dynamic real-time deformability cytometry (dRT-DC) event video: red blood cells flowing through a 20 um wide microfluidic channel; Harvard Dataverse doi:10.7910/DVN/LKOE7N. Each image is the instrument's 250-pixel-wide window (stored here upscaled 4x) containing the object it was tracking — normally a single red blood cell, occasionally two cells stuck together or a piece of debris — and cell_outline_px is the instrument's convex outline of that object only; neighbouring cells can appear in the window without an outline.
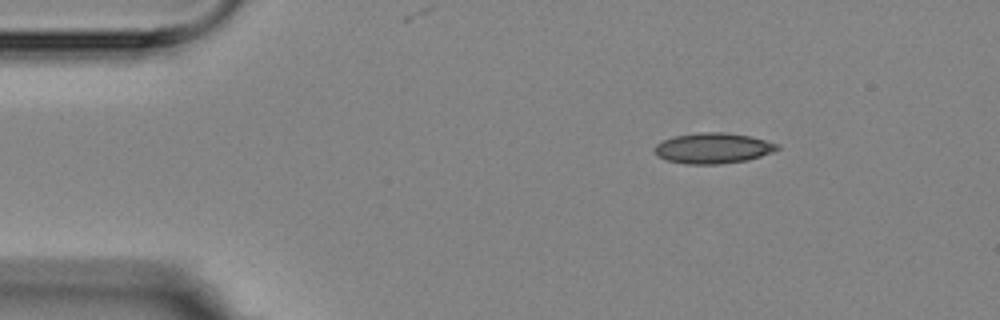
{"species": "Egyptian fruit bat (a non-hibernating species)", "species_latin": "Rousettus aegyptiacus", "temperature_condition": "room temperature", "stored_images_in_passage": 3, "camera_frame_rate_fps": 3000, "um_per_image_px": 0.085, "animal": {"sex": "female"}, "frame": {"image": 1, "passage_image": 1, "time_ms": 0.0, "image_size_px": [1000, 320], "cell_outline_px": [[780, 148], [772, 152], [748, 160], [720, 164], [684, 164], [668, 160], [656, 156], [656, 144], [664, 140], [676, 136], [704, 132], [720, 132], [748, 136], [780, 144]], "centroid_in_image_um": [60.62, 12.61], "position_along_channel_um": 24.4, "area_um2": 21.56}}